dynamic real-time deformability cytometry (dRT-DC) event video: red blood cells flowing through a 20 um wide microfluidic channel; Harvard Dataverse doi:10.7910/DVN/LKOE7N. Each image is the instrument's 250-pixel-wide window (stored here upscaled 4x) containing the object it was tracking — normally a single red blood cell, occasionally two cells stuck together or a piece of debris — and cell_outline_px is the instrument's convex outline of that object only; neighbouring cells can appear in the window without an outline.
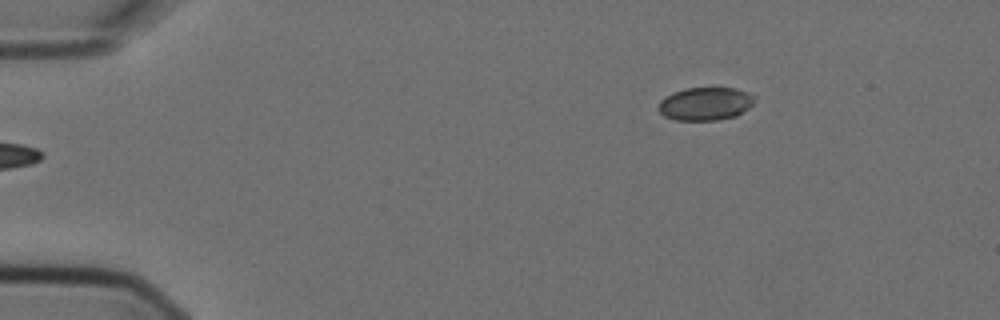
{"species": "Egyptian fruit bat (a non-hibernating species)", "species_latin": "Rousettus aegyptiacus", "temperature_condition": "cold", "stored_images_in_passage": 3, "camera_frame_rate_fps": 3000, "um_per_image_px": 0.085, "animal": {"sex": "female"}, "frame": {"image": 1, "passage_image": 3, "time_ms": 0.667, "image_size_px": [1000, 320], "cell_outline_px": [[756, 96], [752, 104], [748, 108], [736, 116], [716, 120], [676, 120], [664, 116], [656, 108], [660, 100], [672, 92], [684, 88], [736, 88]], "centroid_in_image_um": [59.92, 8.82], "position_along_channel_um": 25.1, "area_um2": 18.61}}